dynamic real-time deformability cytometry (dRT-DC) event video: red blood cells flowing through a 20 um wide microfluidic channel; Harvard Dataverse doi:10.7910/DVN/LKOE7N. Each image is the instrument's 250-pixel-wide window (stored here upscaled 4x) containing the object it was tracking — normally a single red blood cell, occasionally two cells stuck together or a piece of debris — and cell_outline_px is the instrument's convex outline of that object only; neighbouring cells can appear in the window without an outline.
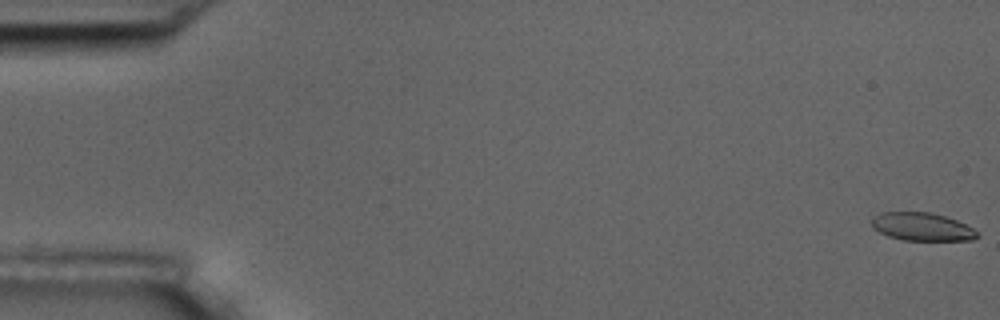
{"species": "common noctule bat (a hibernating species)", "species_latin": "Nyctalus noctula", "temperature_condition": "room temperature", "stored_images_in_passage": 9, "camera_frame_rate_fps": 3000, "um_per_image_px": 0.085, "animal": {"sex": "male", "body_mass_g": 17.5, "forearm_length_mm": 52.3}, "frame": {"image": 1, "passage_image": 1, "time_ms": 0.0, "image_size_px": [1000, 320], "cell_outline_px": [[980, 236], [972, 240], [904, 240], [888, 236], [872, 228], [872, 216], [884, 212], [932, 212], [956, 220], [980, 232]], "centroid_in_image_um": [78.38, 19.27], "position_along_channel_um": 6.6, "area_um2": 17.28}}
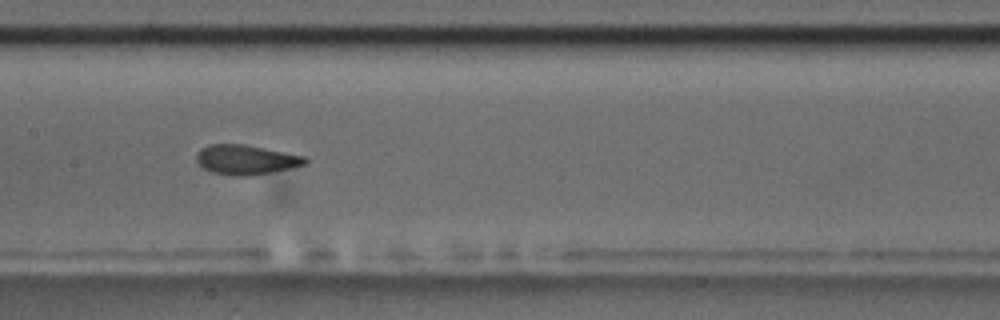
{"frame": {"image": 2, "passage_image": 9, "time_ms": 9.333, "image_size_px": [1000, 320], "cell_outline_px": [[308, 160], [304, 164], [288, 168], [252, 176], [232, 176], [212, 172], [204, 168], [196, 160], [196, 152], [200, 148], [208, 144], [244, 144], [304, 156]], "centroid_in_image_um": [20.84, 13.57], "position_along_channel_um": 186.6, "area_um2": 18.67}}